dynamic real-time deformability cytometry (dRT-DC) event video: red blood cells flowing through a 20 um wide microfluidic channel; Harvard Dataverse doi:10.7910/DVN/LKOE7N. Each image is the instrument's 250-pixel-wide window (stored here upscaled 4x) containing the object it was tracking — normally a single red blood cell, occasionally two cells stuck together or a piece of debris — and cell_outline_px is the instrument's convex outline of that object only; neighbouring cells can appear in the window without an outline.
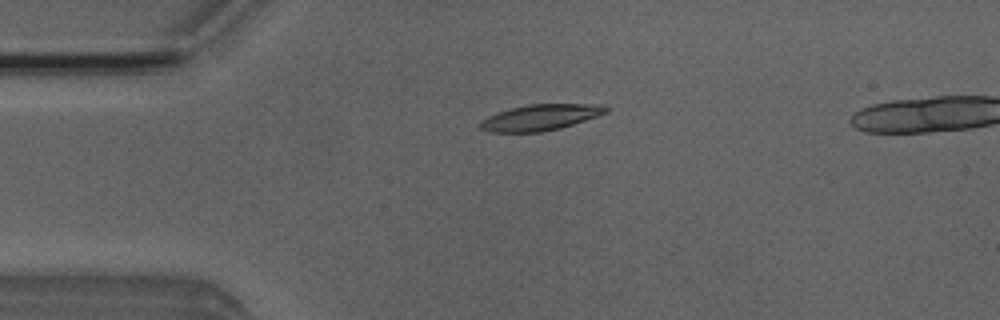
{"species": "Egyptian fruit bat (a non-hibernating species)", "species_latin": "Rousettus aegyptiacus", "temperature_condition": "room temperature", "stored_images_in_passage": 38, "camera_frame_rate_fps": 3000, "um_per_image_px": 0.085, "animal": {"sex": "male"}, "frame": {"image": 1, "passage_image": 1, "time_ms": 0.0, "image_size_px": [1000, 320], "cell_outline_px": [[608, 112], [560, 128], [540, 132], [488, 132], [480, 128], [480, 120], [496, 112], [528, 104], [604, 104], [608, 108]], "centroid_in_image_um": [45.91, 9.97], "position_along_channel_um": 39.1, "area_um2": 18.96}}
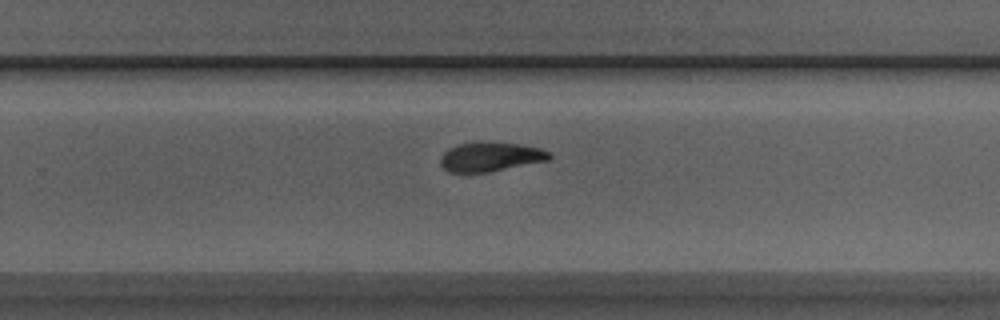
{"frame": {"image": 2, "passage_image": 22, "time_ms": 7.0, "image_size_px": [1000, 320], "cell_outline_px": [[552, 156], [548, 160], [488, 172], [448, 172], [440, 164], [440, 156], [448, 148], [456, 144], [520, 144], [540, 148], [552, 152]], "centroid_in_image_um": [41.69, 13.35], "position_along_channel_um": 288.1, "area_um2": 18.03}}
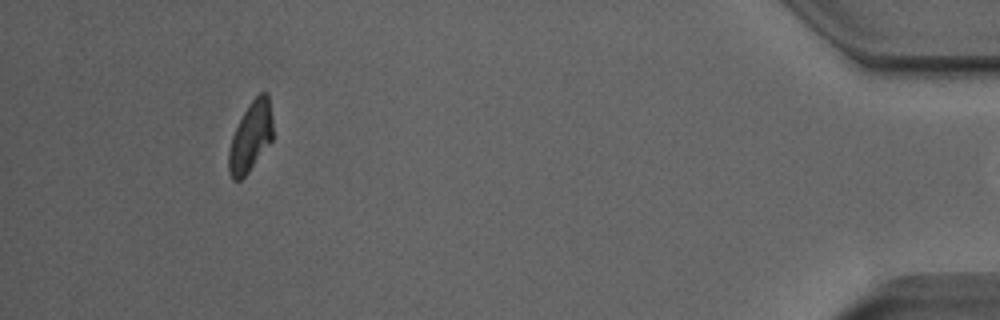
{"frame": {"image": 3, "passage_image": 37, "time_ms": 12.0, "image_size_px": [1000, 320], "cell_outline_px": [[272, 140], [248, 172], [240, 180], [232, 180], [228, 172], [228, 148], [232, 136], [244, 112], [252, 100], [260, 92], [268, 92], [272, 116]], "centroid_in_image_um": [21.29, 11.63], "position_along_channel_um": 413.9, "area_um2": 17.86}}